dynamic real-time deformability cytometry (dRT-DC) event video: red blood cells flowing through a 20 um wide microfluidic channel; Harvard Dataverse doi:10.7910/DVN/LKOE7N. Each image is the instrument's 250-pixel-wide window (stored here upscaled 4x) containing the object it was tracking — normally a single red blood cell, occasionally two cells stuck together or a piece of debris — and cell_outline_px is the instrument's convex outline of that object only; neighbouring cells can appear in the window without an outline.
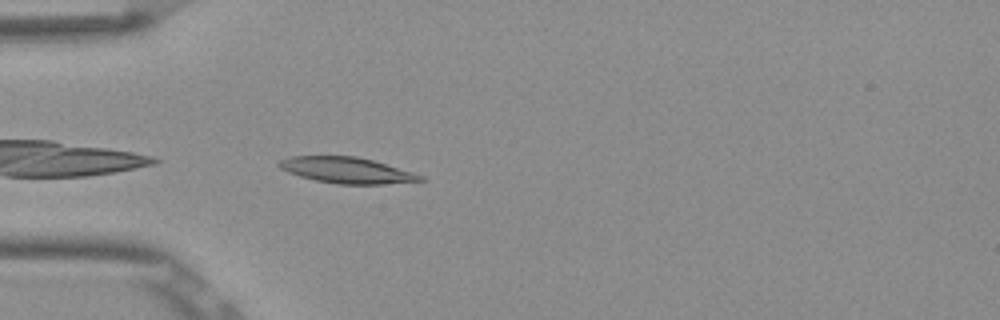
{"species": "Egyptian fruit bat (a non-hibernating species)", "species_latin": "Rousettus aegyptiacus", "temperature_condition": "room temperature", "stored_images_in_passage": 39, "camera_frame_rate_fps": 3000, "um_per_image_px": 0.085, "frame": {"image": 1, "passage_image": 2, "time_ms": 0.333, "image_size_px": [1000, 320], "cell_outline_px": [[428, 180], [380, 184], [340, 184], [316, 180], [300, 176], [288, 172], [280, 168], [276, 164], [280, 160], [288, 156], [356, 156], [372, 160], [412, 172], [424, 176]], "centroid_in_image_um": [29.45, 14.46], "position_along_channel_um": 55.5, "area_um2": 21.21}}
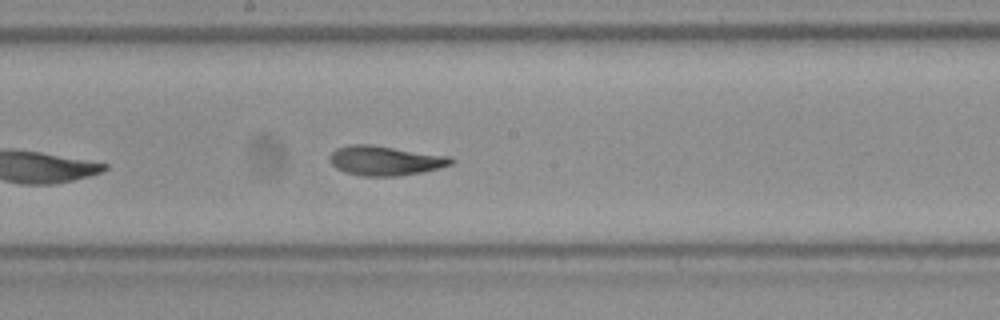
{"frame": {"image": 2, "passage_image": 15, "time_ms": 4.667, "image_size_px": [1000, 320], "cell_outline_px": [[456, 160], [452, 164], [440, 168], [420, 172], [396, 176], [364, 176], [348, 172], [336, 168], [332, 164], [328, 156], [336, 148], [348, 144], [372, 144], [452, 156]], "centroid_in_image_um": [32.77, 13.63], "position_along_channel_um": 215.4, "area_um2": 21.1}}
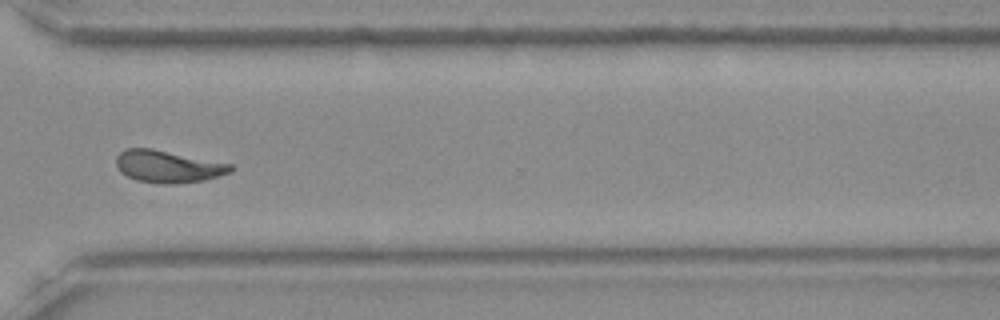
{"frame": {"image": 3, "passage_image": 26, "time_ms": 8.333, "image_size_px": [1000, 320], "cell_outline_px": [[236, 168], [232, 172], [204, 180], [136, 180], [120, 172], [116, 164], [116, 156], [124, 148], [152, 148], [232, 164]], "centroid_in_image_um": [14.28, 14.08], "position_along_channel_um": 356.3, "area_um2": 20.46}, "authors_computed_cell_mechanics": {"area_um2": 20.6924, "velocity_mm_per_s": 3.8455, "shape_relaxation_time_tau1_ms": 3.7601, "shape_relaxation_time_tau2_ms": 1.5749, "deformation_change_tau1": 0.1511, "deformation_change_tau2": 0.0701}}